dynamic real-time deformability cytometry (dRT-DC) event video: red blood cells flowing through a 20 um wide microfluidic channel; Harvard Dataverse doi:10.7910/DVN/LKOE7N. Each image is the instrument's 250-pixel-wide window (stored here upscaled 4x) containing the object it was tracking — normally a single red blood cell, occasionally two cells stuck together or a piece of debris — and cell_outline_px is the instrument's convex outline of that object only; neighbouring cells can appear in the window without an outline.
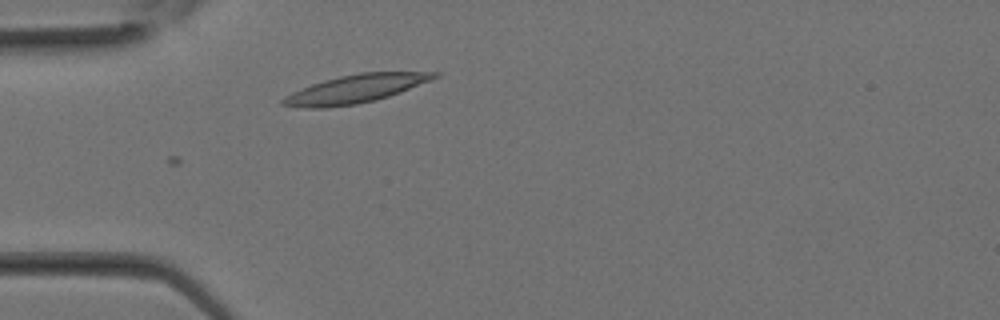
{"species": "Egyptian fruit bat (a non-hibernating species)", "species_latin": "Rousettus aegyptiacus", "temperature_condition": "room temperature", "stored_images_in_passage": 4, "camera_frame_rate_fps": 3000, "um_per_image_px": 0.085, "animal": {"sex": "female"}, "frame": {"image": 1, "passage_image": 4, "time_ms": 1.0, "image_size_px": [1000, 320], "cell_outline_px": [[440, 76], [432, 80], [400, 92], [376, 100], [356, 104], [328, 108], [304, 108], [280, 104], [280, 100], [284, 96], [292, 92], [312, 84], [324, 80], [340, 76], [360, 72], [440, 72]], "centroid_in_image_um": [30.21, 7.56], "position_along_channel_um": 54.8, "area_um2": 24.91}}